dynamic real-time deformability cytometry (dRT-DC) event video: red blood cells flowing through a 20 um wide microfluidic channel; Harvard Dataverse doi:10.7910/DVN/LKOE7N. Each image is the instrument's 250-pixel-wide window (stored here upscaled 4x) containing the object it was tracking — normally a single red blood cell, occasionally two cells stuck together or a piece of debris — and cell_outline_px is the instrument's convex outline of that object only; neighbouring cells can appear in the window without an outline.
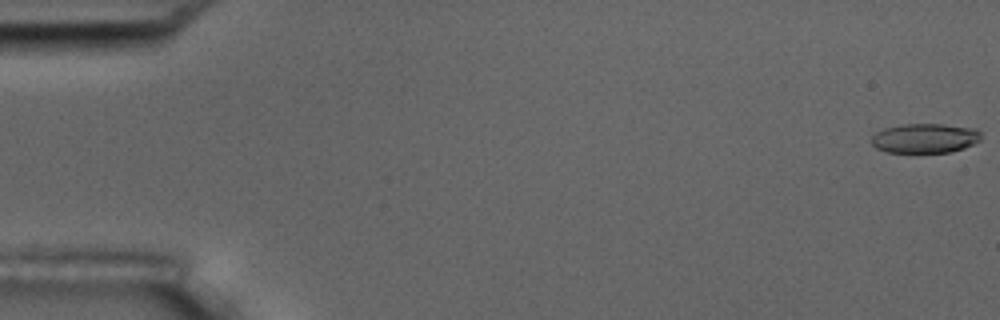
{"species": "common noctule bat (a hibernating species)", "species_latin": "Nyctalus noctula", "temperature_condition": "room temperature", "stored_images_in_passage": 5, "camera_frame_rate_fps": 3000, "um_per_image_px": 0.085, "animal": {"sex": "male", "body_mass_g": 17.5, "forearm_length_mm": 52.3}, "frame": {"image": 1, "passage_image": 1, "time_ms": 0.0, "image_size_px": [1000, 320], "cell_outline_px": [[980, 140], [964, 148], [952, 152], [888, 152], [876, 148], [872, 144], [872, 136], [876, 132], [884, 128], [904, 124], [944, 124], [976, 128], [980, 132]], "centroid_in_image_um": [78.63, 11.74], "position_along_channel_um": 6.4, "area_um2": 18.84}}
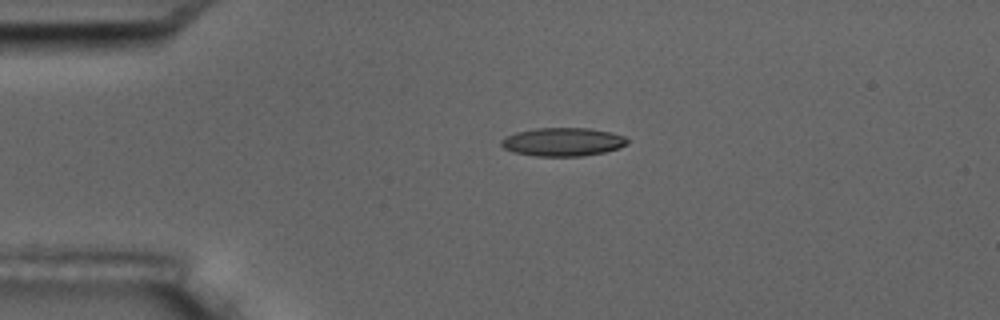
{"frame": {"image": 2, "passage_image": 4, "time_ms": 4.0, "image_size_px": [1000, 320], "cell_outline_px": [[628, 144], [604, 152], [580, 156], [536, 156], [512, 152], [504, 148], [500, 144], [500, 140], [504, 136], [516, 132], [536, 128], [588, 128], [612, 132], [624, 136], [628, 140]], "centroid_in_image_um": [47.8, 12.05], "position_along_channel_um": 37.2, "area_um2": 20.92}}